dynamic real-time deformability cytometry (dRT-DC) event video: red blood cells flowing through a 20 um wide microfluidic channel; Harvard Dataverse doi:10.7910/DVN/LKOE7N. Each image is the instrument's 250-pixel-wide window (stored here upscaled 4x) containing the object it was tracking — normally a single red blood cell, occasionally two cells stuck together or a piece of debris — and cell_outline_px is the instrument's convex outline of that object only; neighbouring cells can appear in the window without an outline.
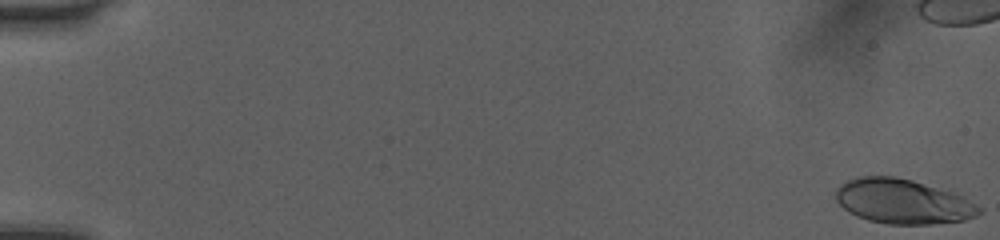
{"species": "human", "species_latin": "Homo sapiens", "temperature_condition": "room temperature", "stored_images_in_passage": 33, "segment_of_instrument_passage": [1, 2], "camera_frame_rate_fps": 3000, "um_per_image_px": 0.085, "donor": {"sex": "female"}, "frame": {"image": 1, "passage_image": 1, "time_ms": 0.0, "image_size_px": [1000, 240], "cell_outline_px": [[984, 212], [976, 216], [964, 220], [928, 224], [888, 224], [868, 220], [856, 216], [848, 212], [836, 200], [836, 188], [840, 184], [848, 180], [860, 176], [892, 176], [912, 180], [952, 192], [964, 196], [976, 204]], "centroid_in_image_um": [76.74, 17.12], "position_along_channel_um": 8.3, "area_um2": 37.28}}
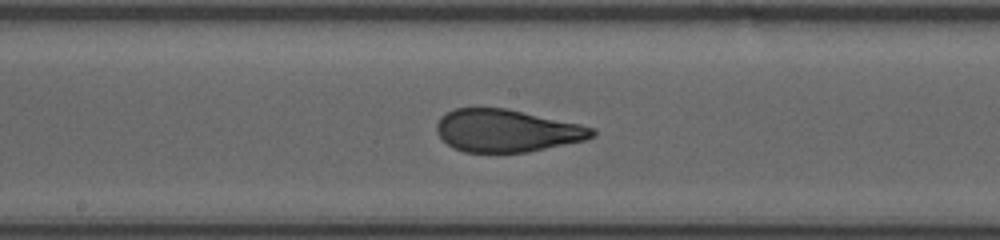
{"frame": {"image": 2, "passage_image": 25, "time_ms": 8.0, "image_size_px": [1000, 240], "cell_outline_px": [[596, 136], [584, 140], [528, 152], [464, 152], [452, 148], [436, 132], [436, 124], [440, 116], [456, 108], [508, 108], [580, 124], [596, 128]], "centroid_in_image_um": [43.08, 11.1], "position_along_channel_um": 205.1, "area_um2": 38.61}}
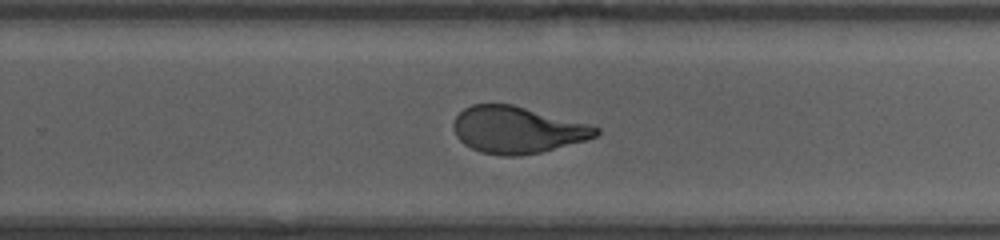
{"frame": {"image": 3, "passage_image": 31, "time_ms": 10.0, "image_size_px": [1000, 240], "cell_outline_px": [[600, 132], [596, 136], [588, 140], [540, 152], [520, 156], [504, 156], [480, 152], [464, 144], [456, 136], [452, 128], [452, 124], [456, 116], [464, 108], [472, 104], [512, 104], [588, 124], [600, 128]], "centroid_in_image_um": [43.94, 11.04], "position_along_channel_um": 285.9, "area_um2": 38.84}}